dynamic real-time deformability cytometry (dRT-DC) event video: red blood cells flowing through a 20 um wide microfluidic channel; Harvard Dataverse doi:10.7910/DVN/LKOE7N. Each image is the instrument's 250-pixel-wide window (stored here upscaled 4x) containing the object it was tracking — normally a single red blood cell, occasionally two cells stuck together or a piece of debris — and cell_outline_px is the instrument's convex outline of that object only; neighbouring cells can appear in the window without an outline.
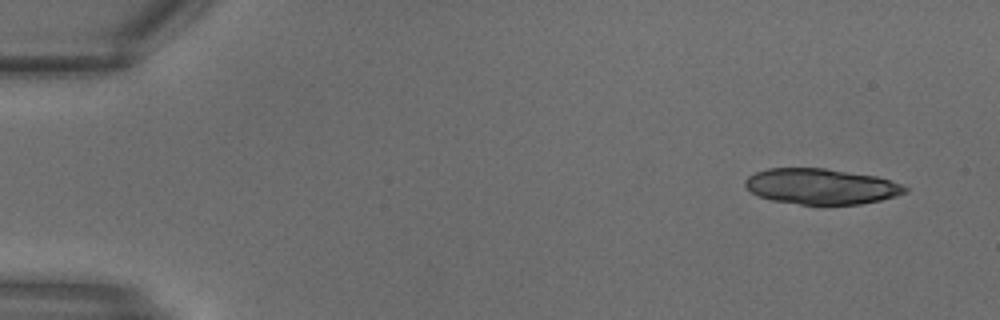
{"species": "common noctule bat (a hibernating species)", "species_latin": "Nyctalus noctula", "temperature_condition": "warm", "stored_images_in_passage": 12, "camera_frame_rate_fps": 3000, "um_per_image_px": 0.085, "animal": {"sex": "male", "body_mass_g": 18.8}, "frame": {"image": 1, "passage_image": 1, "time_ms": 0.0, "image_size_px": [1000, 320], "cell_outline_px": [[908, 192], [896, 196], [880, 200], [860, 204], [800, 204], [772, 200], [760, 196], [752, 192], [744, 184], [744, 180], [748, 176], [756, 172], [768, 168], [824, 168], [876, 176], [900, 184], [908, 188]], "centroid_in_image_um": [69.79, 15.84], "position_along_channel_um": 15.2, "area_um2": 32.95}}